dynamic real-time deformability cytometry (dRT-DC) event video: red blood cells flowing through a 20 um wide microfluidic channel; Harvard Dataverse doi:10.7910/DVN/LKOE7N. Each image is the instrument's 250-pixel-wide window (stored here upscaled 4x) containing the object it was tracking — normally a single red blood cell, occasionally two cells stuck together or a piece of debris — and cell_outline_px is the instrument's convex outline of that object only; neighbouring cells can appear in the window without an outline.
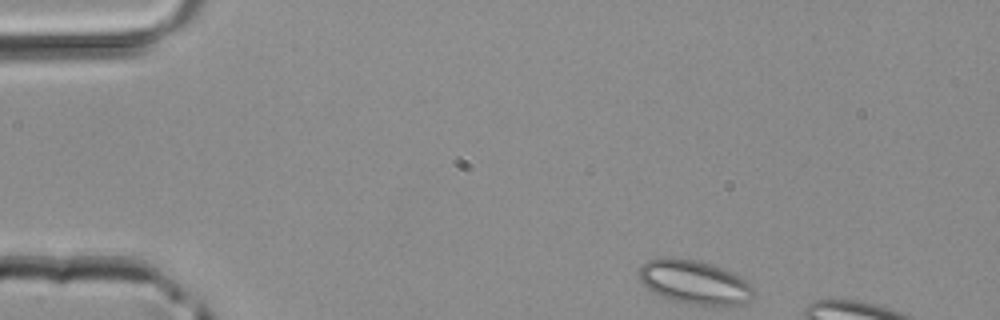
{"species": "common noctule bat (a hibernating species)", "species_latin": "Nyctalus noctula", "temperature_condition": "room temperature", "stored_images_in_passage": 7, "camera_frame_rate_fps": 3000, "um_per_image_px": 0.085, "animal": {"sex": "male", "body_mass_g": 20.4}, "frame": {"image": 1, "passage_image": 1, "time_ms": 0.0, "image_size_px": [1000, 320], "cell_outline_px": [[752, 296], [748, 300], [740, 304], [692, 304], [672, 300], [652, 292], [640, 280], [640, 268], [648, 260], [660, 256], [672, 256], [696, 260], [712, 264], [740, 276], [748, 280], [752, 288]], "centroid_in_image_um": [58.99, 23.94], "position_along_channel_um": 26.0, "area_um2": 28.96}}